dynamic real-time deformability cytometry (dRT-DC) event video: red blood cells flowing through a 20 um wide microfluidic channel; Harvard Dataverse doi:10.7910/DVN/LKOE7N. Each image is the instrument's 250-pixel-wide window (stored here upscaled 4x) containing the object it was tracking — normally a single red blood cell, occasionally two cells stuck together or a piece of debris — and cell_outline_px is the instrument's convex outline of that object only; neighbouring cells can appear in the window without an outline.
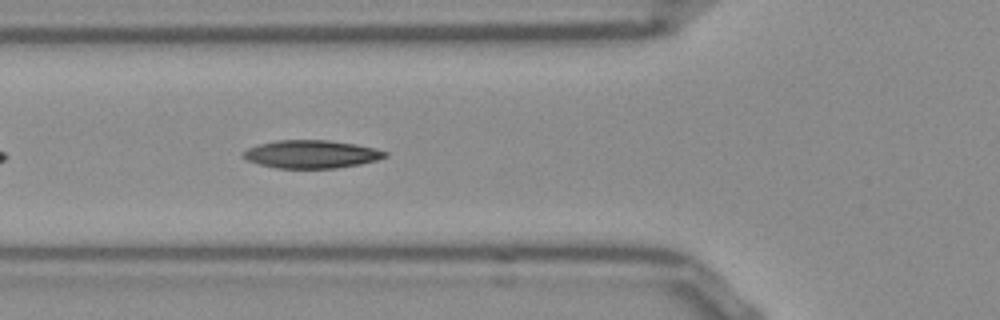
{"species": "Egyptian fruit bat (a non-hibernating species)", "species_latin": "Rousettus aegyptiacus", "temperature_condition": "room temperature", "stored_images_in_passage": 16, "camera_frame_rate_fps": 3000, "um_per_image_px": 0.085, "frame": {"image": 1, "passage_image": 7, "time_ms": 2.0, "image_size_px": [1000, 320], "cell_outline_px": [[388, 156], [376, 160], [360, 164], [336, 168], [276, 168], [260, 164], [248, 160], [244, 156], [244, 152], [248, 148], [260, 144], [276, 140], [328, 140], [356, 144], [376, 148], [388, 152]], "centroid_in_image_um": [26.52, 13.1], "position_along_channel_um": 99.3, "area_um2": 23.0}}